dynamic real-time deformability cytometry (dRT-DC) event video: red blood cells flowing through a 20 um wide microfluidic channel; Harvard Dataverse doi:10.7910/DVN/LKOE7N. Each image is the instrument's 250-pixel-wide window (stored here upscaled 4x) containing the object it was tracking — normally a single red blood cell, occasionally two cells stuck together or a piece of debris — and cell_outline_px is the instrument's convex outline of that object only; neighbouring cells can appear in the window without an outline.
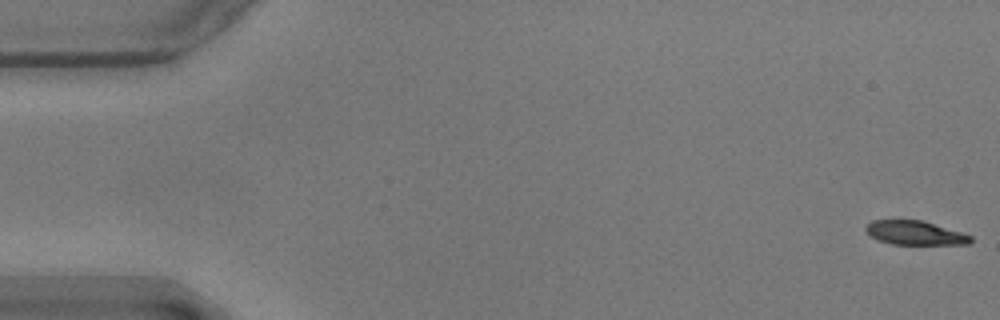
{"species": "common noctule bat (a hibernating species)", "species_latin": "Nyctalus noctula", "temperature_condition": "warm", "stored_images_in_passage": 57, "camera_frame_rate_fps": 3000, "um_per_image_px": 0.085, "animal": {"sex": "male", "body_mass_g": 17.9}, "frame": {"image": 1, "passage_image": 1, "time_ms": 0.0, "image_size_px": [1000, 320], "cell_outline_px": [[972, 240], [968, 244], [892, 244], [880, 240], [864, 232], [864, 228], [872, 220], [924, 220], [972, 236]], "centroid_in_image_um": [77.76, 19.78], "position_along_channel_um": 7.2, "area_um2": 14.57}}
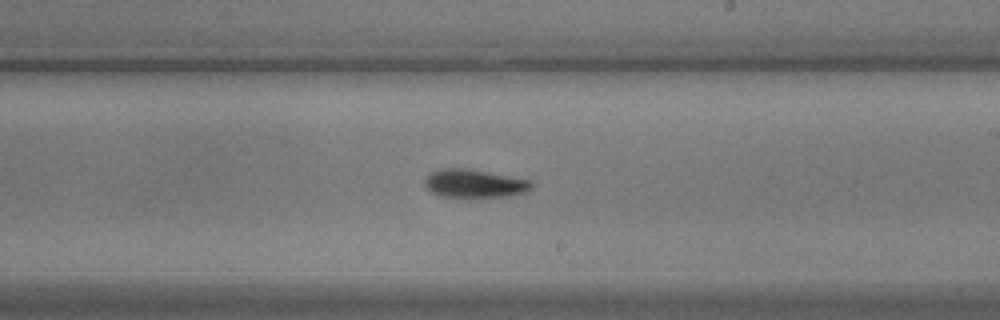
{"frame": {"image": 2, "passage_image": 33, "time_ms": 10.667, "image_size_px": [1000, 320], "cell_outline_px": [[532, 188], [524, 192], [508, 196], [468, 200], [440, 196], [432, 192], [424, 184], [424, 180], [428, 172], [440, 168], [464, 168], [528, 180], [532, 184]], "centroid_in_image_um": [40.23, 15.65], "position_along_channel_um": 248.8, "area_um2": 18.09}}
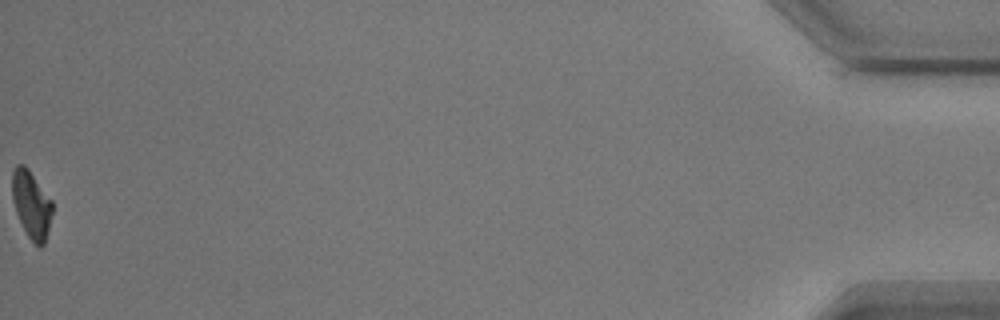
{"frame": {"image": 3, "passage_image": 57, "time_ms": 18.667, "image_size_px": [1000, 320], "cell_outline_px": [[52, 212], [44, 244], [40, 248], [28, 236], [16, 212], [12, 200], [12, 172], [16, 164], [24, 164], [28, 168], [52, 200]], "centroid_in_image_um": [2.66, 17.34], "position_along_channel_um": 432.5, "area_um2": 15.61}, "authors_computed_cell_mechanics": {"area_um2": 17.051, "velocity_mm_per_s": 3.567, "shape_relaxation_time_tau1_ms": 3.4862, "shape_relaxation_time_tau2_ms": 4.3154, "deformation_change_tau1": 0.1364, "deformation_change_tau2": 0.0925}}